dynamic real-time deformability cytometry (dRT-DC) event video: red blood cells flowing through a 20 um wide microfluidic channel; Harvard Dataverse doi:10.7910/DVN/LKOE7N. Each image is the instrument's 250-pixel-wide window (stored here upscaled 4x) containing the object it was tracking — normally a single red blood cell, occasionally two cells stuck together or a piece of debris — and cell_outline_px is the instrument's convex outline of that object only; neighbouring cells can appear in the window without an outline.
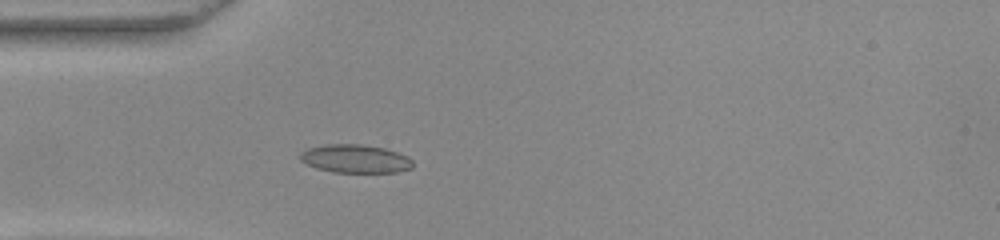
{"species": "common noctule bat (a hibernating species)", "species_latin": "Nyctalus noctula", "temperature_condition": "warm", "stored_images_in_passage": 38, "camera_frame_rate_fps": 3000, "um_per_image_px": 0.085, "animal": {"sex": "female", "body_mass_g": 22.0, "forearm_length_mm": 56.7}, "frame": {"image": 1, "passage_image": 1, "time_ms": 0.0, "image_size_px": [1000, 240], "cell_outline_px": [[412, 168], [396, 172], [332, 172], [316, 168], [304, 164], [300, 160], [300, 152], [308, 148], [324, 144], [360, 144], [384, 148], [408, 156], [412, 160]], "centroid_in_image_um": [30.16, 13.49], "position_along_channel_um": 54.8, "area_um2": 18.67}}
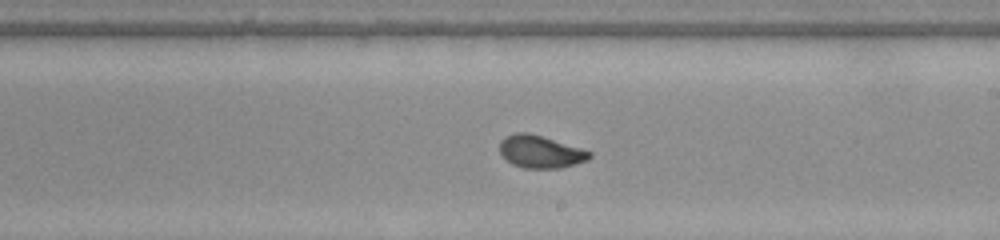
{"frame": {"image": 2, "passage_image": 16, "time_ms": 5.0, "image_size_px": [1000, 240], "cell_outline_px": [[592, 156], [588, 160], [560, 168], [524, 168], [512, 164], [500, 152], [500, 140], [504, 136], [516, 132], [528, 132], [580, 148], [592, 152]], "centroid_in_image_um": [45.92, 12.89], "position_along_channel_um": 243.1, "area_um2": 16.88}}
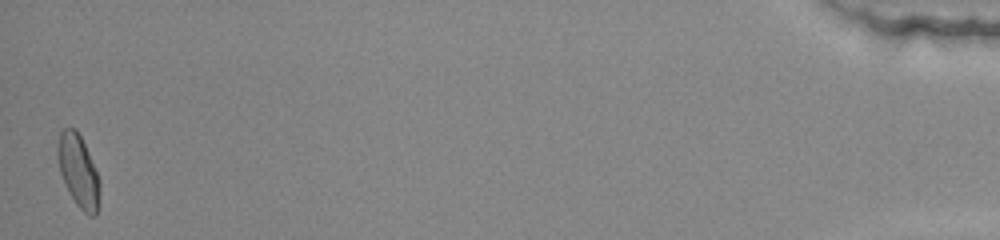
{"frame": {"image": 3, "passage_image": 38, "time_ms": 12.333, "image_size_px": [1000, 240], "cell_outline_px": [[100, 188], [96, 216], [88, 216], [76, 204], [64, 184], [60, 172], [56, 148], [60, 132], [64, 128], [76, 128], [88, 152], [100, 180]], "centroid_in_image_um": [6.65, 14.54], "position_along_channel_um": 428.5, "area_um2": 17.69}, "authors_computed_cell_mechanics": {"area_um2": 17.1088, "velocity_mm_per_s": 3.8679, "shape_relaxation_time_tau1_ms": 3.427, "shape_relaxation_time_tau2_ms": 0.7953, "deformation_change_tau1": 0.172, "deformation_change_tau2": 0.0544}}